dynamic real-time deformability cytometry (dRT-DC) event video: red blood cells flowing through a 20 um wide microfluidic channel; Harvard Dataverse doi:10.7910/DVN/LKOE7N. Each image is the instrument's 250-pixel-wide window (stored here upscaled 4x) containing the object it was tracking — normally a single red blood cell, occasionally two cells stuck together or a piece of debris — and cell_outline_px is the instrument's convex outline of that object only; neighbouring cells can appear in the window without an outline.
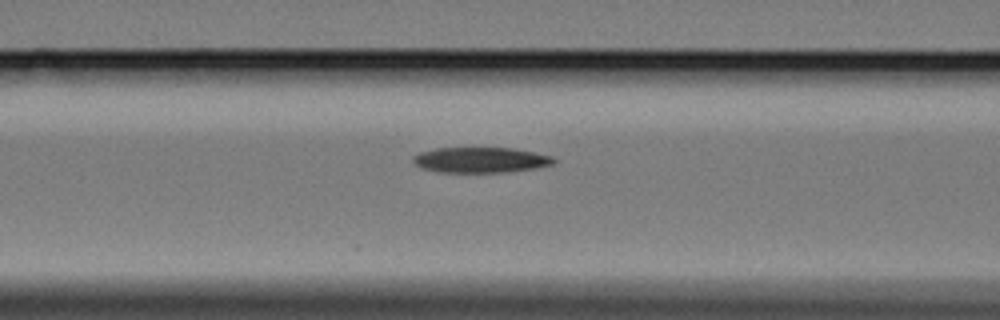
{"species": "Egyptian fruit bat (a non-hibernating species)", "species_latin": "Rousettus aegyptiacus", "temperature_condition": "cold", "stored_images_in_passage": 6, "segment_of_instrument_passage": [2, 2], "camera_frame_rate_fps": 3000, "um_per_image_px": 0.085, "animal": {"sex": "female"}, "frame": {"image": 1, "passage_image": 6, "time_ms": 6.0, "image_size_px": [1000, 320], "cell_outline_px": [[556, 160], [552, 164], [536, 168], [508, 172], [436, 172], [420, 168], [412, 160], [412, 156], [420, 152], [436, 148], [512, 148], [552, 156]], "centroid_in_image_um": [40.81, 13.6], "position_along_channel_um": 125.8, "area_um2": 20.87}}